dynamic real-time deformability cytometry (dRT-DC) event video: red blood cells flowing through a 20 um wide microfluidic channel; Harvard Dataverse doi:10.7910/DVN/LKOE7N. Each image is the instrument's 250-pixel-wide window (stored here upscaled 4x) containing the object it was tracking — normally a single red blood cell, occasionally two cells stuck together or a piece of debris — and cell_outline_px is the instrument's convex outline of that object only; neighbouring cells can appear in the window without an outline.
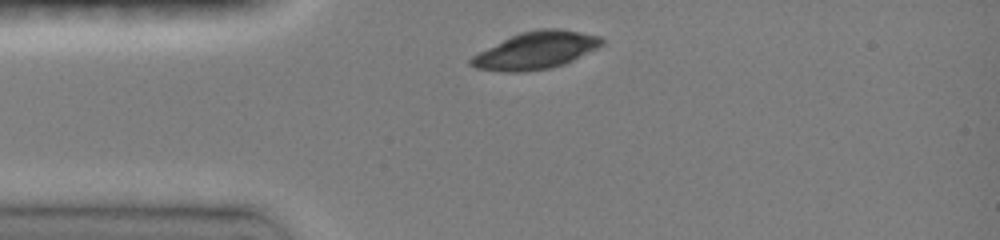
{"species": "common noctule bat (a hibernating species)", "species_latin": "Nyctalus noctula", "temperature_condition": "room temperature", "stored_images_in_passage": 2, "camera_frame_rate_fps": 3000, "um_per_image_px": 0.085, "animal": {"sex": "female", "body_mass_g": 19.0, "forearm_length_mm": 51.5}, "frame": {"image": 1, "passage_image": 1, "time_ms": 0.0, "image_size_px": [1000, 240], "cell_outline_px": [[604, 44], [564, 64], [548, 68], [524, 72], [504, 72], [476, 68], [468, 64], [468, 60], [472, 56], [520, 32], [540, 28], [560, 28], [600, 36], [604, 40]], "centroid_in_image_um": [45.55, 4.28], "position_along_channel_um": 39.5, "area_um2": 28.09}}